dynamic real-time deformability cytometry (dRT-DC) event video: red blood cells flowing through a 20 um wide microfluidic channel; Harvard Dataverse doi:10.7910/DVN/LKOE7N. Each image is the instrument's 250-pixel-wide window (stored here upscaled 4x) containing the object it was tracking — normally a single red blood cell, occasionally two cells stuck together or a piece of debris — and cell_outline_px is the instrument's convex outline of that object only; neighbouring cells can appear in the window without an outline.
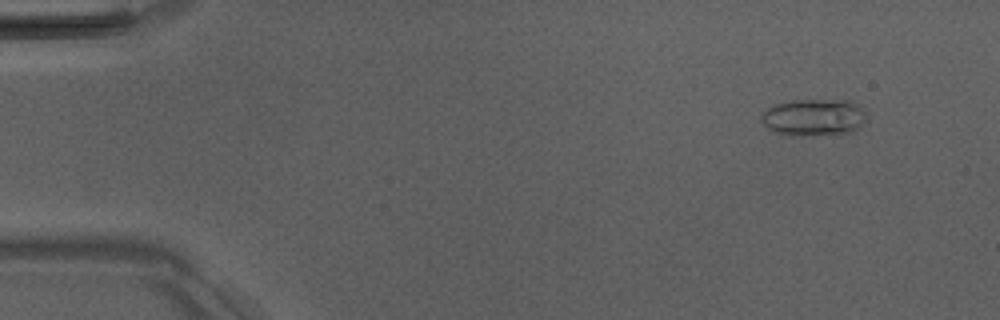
{"species": "Egyptian fruit bat (a non-hibernating species)", "species_latin": "Rousettus aegyptiacus", "temperature_condition": "room temperature", "stored_images_in_passage": 6, "camera_frame_rate_fps": 3000, "um_per_image_px": 0.085, "animal": {"sex": "male"}, "frame": {"image": 1, "passage_image": 2, "time_ms": 1.333, "image_size_px": [1000, 320], "cell_outline_px": [[864, 120], [852, 132], [800, 136], [784, 136], [772, 132], [764, 124], [760, 116], [768, 108], [776, 104], [792, 100], [852, 100], [860, 104], [864, 108]], "centroid_in_image_um": [69.14, 9.97], "position_along_channel_um": 15.9, "area_um2": 22.77}}